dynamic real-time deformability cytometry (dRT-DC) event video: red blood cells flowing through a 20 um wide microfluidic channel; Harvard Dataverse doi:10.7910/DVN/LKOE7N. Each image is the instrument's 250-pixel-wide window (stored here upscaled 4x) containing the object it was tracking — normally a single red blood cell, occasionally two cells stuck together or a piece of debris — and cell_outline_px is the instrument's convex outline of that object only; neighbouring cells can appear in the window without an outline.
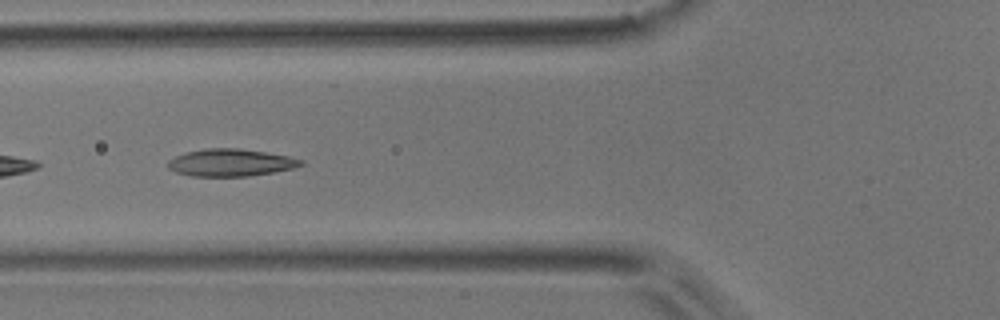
{"species": "common noctule bat (a hibernating species)", "species_latin": "Nyctalus noctula", "temperature_condition": "room temperature", "stored_images_in_passage": 5, "camera_frame_rate_fps": 3000, "um_per_image_px": 0.085, "animal": {"sex": "male", "body_mass_g": 17.9}, "frame": {"image": 1, "passage_image": 5, "time_ms": 4.667, "image_size_px": [1000, 320], "cell_outline_px": [[304, 164], [292, 168], [272, 172], [248, 176], [192, 176], [176, 172], [168, 168], [168, 160], [176, 156], [188, 152], [208, 148], [240, 148], [288, 156], [304, 160]], "centroid_in_image_um": [19.6, 13.82], "position_along_channel_um": 106.2, "area_um2": 20.92}}